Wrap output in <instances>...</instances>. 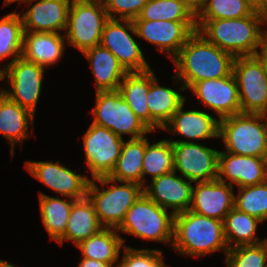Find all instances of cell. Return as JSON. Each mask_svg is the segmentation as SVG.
<instances>
[{
    "mask_svg": "<svg viewBox=\"0 0 267 267\" xmlns=\"http://www.w3.org/2000/svg\"><path fill=\"white\" fill-rule=\"evenodd\" d=\"M234 58L195 31L172 59L176 66L173 79L189 89L195 82L229 76Z\"/></svg>",
    "mask_w": 267,
    "mask_h": 267,
    "instance_id": "obj_1",
    "label": "cell"
},
{
    "mask_svg": "<svg viewBox=\"0 0 267 267\" xmlns=\"http://www.w3.org/2000/svg\"><path fill=\"white\" fill-rule=\"evenodd\" d=\"M263 25L267 22L256 12L235 19L196 20L199 33L234 57L257 55Z\"/></svg>",
    "mask_w": 267,
    "mask_h": 267,
    "instance_id": "obj_2",
    "label": "cell"
},
{
    "mask_svg": "<svg viewBox=\"0 0 267 267\" xmlns=\"http://www.w3.org/2000/svg\"><path fill=\"white\" fill-rule=\"evenodd\" d=\"M171 246L180 255L200 258L218 250H222L226 255L229 250L223 221L190 210L174 215Z\"/></svg>",
    "mask_w": 267,
    "mask_h": 267,
    "instance_id": "obj_3",
    "label": "cell"
},
{
    "mask_svg": "<svg viewBox=\"0 0 267 267\" xmlns=\"http://www.w3.org/2000/svg\"><path fill=\"white\" fill-rule=\"evenodd\" d=\"M96 181L103 186V190L98 187ZM108 184L109 187L105 188ZM142 194L143 186L140 184L115 181L108 176H103L90 179L86 196L93 204L100 224L105 228L117 229L129 208Z\"/></svg>",
    "mask_w": 267,
    "mask_h": 267,
    "instance_id": "obj_4",
    "label": "cell"
},
{
    "mask_svg": "<svg viewBox=\"0 0 267 267\" xmlns=\"http://www.w3.org/2000/svg\"><path fill=\"white\" fill-rule=\"evenodd\" d=\"M227 153L267 158V133L261 114L239 113L219 121Z\"/></svg>",
    "mask_w": 267,
    "mask_h": 267,
    "instance_id": "obj_5",
    "label": "cell"
},
{
    "mask_svg": "<svg viewBox=\"0 0 267 267\" xmlns=\"http://www.w3.org/2000/svg\"><path fill=\"white\" fill-rule=\"evenodd\" d=\"M174 214L149 199L144 193L129 208L117 232L143 240L172 245Z\"/></svg>",
    "mask_w": 267,
    "mask_h": 267,
    "instance_id": "obj_6",
    "label": "cell"
},
{
    "mask_svg": "<svg viewBox=\"0 0 267 267\" xmlns=\"http://www.w3.org/2000/svg\"><path fill=\"white\" fill-rule=\"evenodd\" d=\"M109 19L104 5L91 0H72L64 33L68 45L82 53L100 45L104 26Z\"/></svg>",
    "mask_w": 267,
    "mask_h": 267,
    "instance_id": "obj_7",
    "label": "cell"
},
{
    "mask_svg": "<svg viewBox=\"0 0 267 267\" xmlns=\"http://www.w3.org/2000/svg\"><path fill=\"white\" fill-rule=\"evenodd\" d=\"M91 113L92 123L105 127L122 137L129 134L130 139H137L152 132L131 110L118 90L96 92V103Z\"/></svg>",
    "mask_w": 267,
    "mask_h": 267,
    "instance_id": "obj_8",
    "label": "cell"
},
{
    "mask_svg": "<svg viewBox=\"0 0 267 267\" xmlns=\"http://www.w3.org/2000/svg\"><path fill=\"white\" fill-rule=\"evenodd\" d=\"M233 74L238 85L241 113L267 112V71L257 56H237Z\"/></svg>",
    "mask_w": 267,
    "mask_h": 267,
    "instance_id": "obj_9",
    "label": "cell"
},
{
    "mask_svg": "<svg viewBox=\"0 0 267 267\" xmlns=\"http://www.w3.org/2000/svg\"><path fill=\"white\" fill-rule=\"evenodd\" d=\"M133 20L109 19L102 32L100 45L111 51L127 72H144L151 67L145 60Z\"/></svg>",
    "mask_w": 267,
    "mask_h": 267,
    "instance_id": "obj_10",
    "label": "cell"
},
{
    "mask_svg": "<svg viewBox=\"0 0 267 267\" xmlns=\"http://www.w3.org/2000/svg\"><path fill=\"white\" fill-rule=\"evenodd\" d=\"M124 139L111 130L91 123L85 135L83 145L86 164L92 179L109 176L121 155Z\"/></svg>",
    "mask_w": 267,
    "mask_h": 267,
    "instance_id": "obj_11",
    "label": "cell"
},
{
    "mask_svg": "<svg viewBox=\"0 0 267 267\" xmlns=\"http://www.w3.org/2000/svg\"><path fill=\"white\" fill-rule=\"evenodd\" d=\"M44 68L20 57L1 71L2 80L7 76L12 91L6 89V95L33 114L41 95Z\"/></svg>",
    "mask_w": 267,
    "mask_h": 267,
    "instance_id": "obj_12",
    "label": "cell"
},
{
    "mask_svg": "<svg viewBox=\"0 0 267 267\" xmlns=\"http://www.w3.org/2000/svg\"><path fill=\"white\" fill-rule=\"evenodd\" d=\"M172 147L176 173L193 183L217 179L220 151L198 142H172Z\"/></svg>",
    "mask_w": 267,
    "mask_h": 267,
    "instance_id": "obj_13",
    "label": "cell"
},
{
    "mask_svg": "<svg viewBox=\"0 0 267 267\" xmlns=\"http://www.w3.org/2000/svg\"><path fill=\"white\" fill-rule=\"evenodd\" d=\"M137 37L156 45L172 60L188 38L197 31L196 21L133 20Z\"/></svg>",
    "mask_w": 267,
    "mask_h": 267,
    "instance_id": "obj_14",
    "label": "cell"
},
{
    "mask_svg": "<svg viewBox=\"0 0 267 267\" xmlns=\"http://www.w3.org/2000/svg\"><path fill=\"white\" fill-rule=\"evenodd\" d=\"M27 171L55 193L74 200L85 198L90 177L82 176L66 166L49 161H26Z\"/></svg>",
    "mask_w": 267,
    "mask_h": 267,
    "instance_id": "obj_15",
    "label": "cell"
},
{
    "mask_svg": "<svg viewBox=\"0 0 267 267\" xmlns=\"http://www.w3.org/2000/svg\"><path fill=\"white\" fill-rule=\"evenodd\" d=\"M189 89L202 105L217 114L219 120L241 113L238 85L233 72L219 79L195 82Z\"/></svg>",
    "mask_w": 267,
    "mask_h": 267,
    "instance_id": "obj_16",
    "label": "cell"
},
{
    "mask_svg": "<svg viewBox=\"0 0 267 267\" xmlns=\"http://www.w3.org/2000/svg\"><path fill=\"white\" fill-rule=\"evenodd\" d=\"M151 185L143 187V193L164 209L172 213L185 212L190 209L192 201V182L177 175L175 170L151 179Z\"/></svg>",
    "mask_w": 267,
    "mask_h": 267,
    "instance_id": "obj_17",
    "label": "cell"
},
{
    "mask_svg": "<svg viewBox=\"0 0 267 267\" xmlns=\"http://www.w3.org/2000/svg\"><path fill=\"white\" fill-rule=\"evenodd\" d=\"M266 162L267 158L263 157L220 151L217 179L238 188L263 183L266 181Z\"/></svg>",
    "mask_w": 267,
    "mask_h": 267,
    "instance_id": "obj_18",
    "label": "cell"
},
{
    "mask_svg": "<svg viewBox=\"0 0 267 267\" xmlns=\"http://www.w3.org/2000/svg\"><path fill=\"white\" fill-rule=\"evenodd\" d=\"M232 185L216 179L196 182L193 186L190 211L223 221L234 208L235 194Z\"/></svg>",
    "mask_w": 267,
    "mask_h": 267,
    "instance_id": "obj_19",
    "label": "cell"
},
{
    "mask_svg": "<svg viewBox=\"0 0 267 267\" xmlns=\"http://www.w3.org/2000/svg\"><path fill=\"white\" fill-rule=\"evenodd\" d=\"M72 0H34L25 3L30 7L22 18L24 31L60 33L67 27L68 11Z\"/></svg>",
    "mask_w": 267,
    "mask_h": 267,
    "instance_id": "obj_20",
    "label": "cell"
},
{
    "mask_svg": "<svg viewBox=\"0 0 267 267\" xmlns=\"http://www.w3.org/2000/svg\"><path fill=\"white\" fill-rule=\"evenodd\" d=\"M184 104L173 114L171 120L163 127L170 133L179 134L188 140H170L171 142H192L219 138V121L201 110H183ZM192 140V141H189Z\"/></svg>",
    "mask_w": 267,
    "mask_h": 267,
    "instance_id": "obj_21",
    "label": "cell"
},
{
    "mask_svg": "<svg viewBox=\"0 0 267 267\" xmlns=\"http://www.w3.org/2000/svg\"><path fill=\"white\" fill-rule=\"evenodd\" d=\"M186 90L182 84L179 90L160 86L155 73L150 69V86L147 94V104L150 113V130H162L171 120L173 114L185 103L181 91Z\"/></svg>",
    "mask_w": 267,
    "mask_h": 267,
    "instance_id": "obj_22",
    "label": "cell"
},
{
    "mask_svg": "<svg viewBox=\"0 0 267 267\" xmlns=\"http://www.w3.org/2000/svg\"><path fill=\"white\" fill-rule=\"evenodd\" d=\"M65 35L61 33L24 31L21 57L43 67L61 60L65 48Z\"/></svg>",
    "mask_w": 267,
    "mask_h": 267,
    "instance_id": "obj_23",
    "label": "cell"
},
{
    "mask_svg": "<svg viewBox=\"0 0 267 267\" xmlns=\"http://www.w3.org/2000/svg\"><path fill=\"white\" fill-rule=\"evenodd\" d=\"M83 55L90 61L95 77L96 92L118 90L121 79L128 73L115 55L107 48L96 45Z\"/></svg>",
    "mask_w": 267,
    "mask_h": 267,
    "instance_id": "obj_24",
    "label": "cell"
},
{
    "mask_svg": "<svg viewBox=\"0 0 267 267\" xmlns=\"http://www.w3.org/2000/svg\"><path fill=\"white\" fill-rule=\"evenodd\" d=\"M34 117L35 114L7 95L0 101V134L11 144L12 157L16 143L23 145V141L29 138V124L33 126Z\"/></svg>",
    "mask_w": 267,
    "mask_h": 267,
    "instance_id": "obj_25",
    "label": "cell"
},
{
    "mask_svg": "<svg viewBox=\"0 0 267 267\" xmlns=\"http://www.w3.org/2000/svg\"><path fill=\"white\" fill-rule=\"evenodd\" d=\"M102 228L104 227L98 220L93 204L86 196L73 202L65 234L57 243L62 245L66 240L77 246Z\"/></svg>",
    "mask_w": 267,
    "mask_h": 267,
    "instance_id": "obj_26",
    "label": "cell"
},
{
    "mask_svg": "<svg viewBox=\"0 0 267 267\" xmlns=\"http://www.w3.org/2000/svg\"><path fill=\"white\" fill-rule=\"evenodd\" d=\"M125 239L120 237L116 228H102L98 233L85 239L76 247L80 249L84 258L105 261L112 267L120 259L121 248L125 246Z\"/></svg>",
    "mask_w": 267,
    "mask_h": 267,
    "instance_id": "obj_27",
    "label": "cell"
},
{
    "mask_svg": "<svg viewBox=\"0 0 267 267\" xmlns=\"http://www.w3.org/2000/svg\"><path fill=\"white\" fill-rule=\"evenodd\" d=\"M150 86V70L128 72L122 79L118 91L131 110L150 129V113L147 94Z\"/></svg>",
    "mask_w": 267,
    "mask_h": 267,
    "instance_id": "obj_28",
    "label": "cell"
},
{
    "mask_svg": "<svg viewBox=\"0 0 267 267\" xmlns=\"http://www.w3.org/2000/svg\"><path fill=\"white\" fill-rule=\"evenodd\" d=\"M145 149V136L124 141L121 155L108 177L115 181L133 182L143 186L142 166Z\"/></svg>",
    "mask_w": 267,
    "mask_h": 267,
    "instance_id": "obj_29",
    "label": "cell"
},
{
    "mask_svg": "<svg viewBox=\"0 0 267 267\" xmlns=\"http://www.w3.org/2000/svg\"><path fill=\"white\" fill-rule=\"evenodd\" d=\"M39 201L41 219L46 232H48L51 240L58 242L65 234L75 200L69 197H65L64 200L39 192Z\"/></svg>",
    "mask_w": 267,
    "mask_h": 267,
    "instance_id": "obj_30",
    "label": "cell"
},
{
    "mask_svg": "<svg viewBox=\"0 0 267 267\" xmlns=\"http://www.w3.org/2000/svg\"><path fill=\"white\" fill-rule=\"evenodd\" d=\"M263 223L258 218L233 208L224 218L223 227L228 248L241 245H254L264 242L256 236L258 224Z\"/></svg>",
    "mask_w": 267,
    "mask_h": 267,
    "instance_id": "obj_31",
    "label": "cell"
},
{
    "mask_svg": "<svg viewBox=\"0 0 267 267\" xmlns=\"http://www.w3.org/2000/svg\"><path fill=\"white\" fill-rule=\"evenodd\" d=\"M23 37L24 28L19 13L12 12L0 19V61L13 57L3 69L21 57Z\"/></svg>",
    "mask_w": 267,
    "mask_h": 267,
    "instance_id": "obj_32",
    "label": "cell"
},
{
    "mask_svg": "<svg viewBox=\"0 0 267 267\" xmlns=\"http://www.w3.org/2000/svg\"><path fill=\"white\" fill-rule=\"evenodd\" d=\"M146 137V149L143 156V187L146 185L144 179L148 174L154 179L174 170V152L172 142L167 139L160 140L152 145Z\"/></svg>",
    "mask_w": 267,
    "mask_h": 267,
    "instance_id": "obj_33",
    "label": "cell"
},
{
    "mask_svg": "<svg viewBox=\"0 0 267 267\" xmlns=\"http://www.w3.org/2000/svg\"><path fill=\"white\" fill-rule=\"evenodd\" d=\"M254 12L250 0H205L196 20L235 19Z\"/></svg>",
    "mask_w": 267,
    "mask_h": 267,
    "instance_id": "obj_34",
    "label": "cell"
},
{
    "mask_svg": "<svg viewBox=\"0 0 267 267\" xmlns=\"http://www.w3.org/2000/svg\"><path fill=\"white\" fill-rule=\"evenodd\" d=\"M134 20L196 21V16L175 0H147L140 15Z\"/></svg>",
    "mask_w": 267,
    "mask_h": 267,
    "instance_id": "obj_35",
    "label": "cell"
},
{
    "mask_svg": "<svg viewBox=\"0 0 267 267\" xmlns=\"http://www.w3.org/2000/svg\"><path fill=\"white\" fill-rule=\"evenodd\" d=\"M234 208L238 211L258 218L264 222L267 220V181L240 187L235 195Z\"/></svg>",
    "mask_w": 267,
    "mask_h": 267,
    "instance_id": "obj_36",
    "label": "cell"
},
{
    "mask_svg": "<svg viewBox=\"0 0 267 267\" xmlns=\"http://www.w3.org/2000/svg\"><path fill=\"white\" fill-rule=\"evenodd\" d=\"M225 264L227 267H267V246L261 242L231 248L225 255Z\"/></svg>",
    "mask_w": 267,
    "mask_h": 267,
    "instance_id": "obj_37",
    "label": "cell"
},
{
    "mask_svg": "<svg viewBox=\"0 0 267 267\" xmlns=\"http://www.w3.org/2000/svg\"><path fill=\"white\" fill-rule=\"evenodd\" d=\"M122 260L118 267H168L163 261V254L158 249H136L125 245Z\"/></svg>",
    "mask_w": 267,
    "mask_h": 267,
    "instance_id": "obj_38",
    "label": "cell"
},
{
    "mask_svg": "<svg viewBox=\"0 0 267 267\" xmlns=\"http://www.w3.org/2000/svg\"><path fill=\"white\" fill-rule=\"evenodd\" d=\"M146 2L147 0H109L105 10L110 19L134 20L138 18Z\"/></svg>",
    "mask_w": 267,
    "mask_h": 267,
    "instance_id": "obj_39",
    "label": "cell"
},
{
    "mask_svg": "<svg viewBox=\"0 0 267 267\" xmlns=\"http://www.w3.org/2000/svg\"><path fill=\"white\" fill-rule=\"evenodd\" d=\"M260 51L257 56L263 61L265 69L267 71V29L263 31L260 42Z\"/></svg>",
    "mask_w": 267,
    "mask_h": 267,
    "instance_id": "obj_40",
    "label": "cell"
},
{
    "mask_svg": "<svg viewBox=\"0 0 267 267\" xmlns=\"http://www.w3.org/2000/svg\"><path fill=\"white\" fill-rule=\"evenodd\" d=\"M186 6L195 16L199 13L205 0H175Z\"/></svg>",
    "mask_w": 267,
    "mask_h": 267,
    "instance_id": "obj_41",
    "label": "cell"
},
{
    "mask_svg": "<svg viewBox=\"0 0 267 267\" xmlns=\"http://www.w3.org/2000/svg\"><path fill=\"white\" fill-rule=\"evenodd\" d=\"M254 11L267 22V0H255Z\"/></svg>",
    "mask_w": 267,
    "mask_h": 267,
    "instance_id": "obj_42",
    "label": "cell"
},
{
    "mask_svg": "<svg viewBox=\"0 0 267 267\" xmlns=\"http://www.w3.org/2000/svg\"><path fill=\"white\" fill-rule=\"evenodd\" d=\"M78 267H112L105 261H97L94 259L84 258L80 261Z\"/></svg>",
    "mask_w": 267,
    "mask_h": 267,
    "instance_id": "obj_43",
    "label": "cell"
},
{
    "mask_svg": "<svg viewBox=\"0 0 267 267\" xmlns=\"http://www.w3.org/2000/svg\"><path fill=\"white\" fill-rule=\"evenodd\" d=\"M0 267H17V266L0 259Z\"/></svg>",
    "mask_w": 267,
    "mask_h": 267,
    "instance_id": "obj_44",
    "label": "cell"
},
{
    "mask_svg": "<svg viewBox=\"0 0 267 267\" xmlns=\"http://www.w3.org/2000/svg\"><path fill=\"white\" fill-rule=\"evenodd\" d=\"M28 0H5L4 2H5V4H4V6H7L8 4H11V3H13V2H21V3H25V2H27Z\"/></svg>",
    "mask_w": 267,
    "mask_h": 267,
    "instance_id": "obj_45",
    "label": "cell"
},
{
    "mask_svg": "<svg viewBox=\"0 0 267 267\" xmlns=\"http://www.w3.org/2000/svg\"><path fill=\"white\" fill-rule=\"evenodd\" d=\"M262 118L264 120L265 123V127H266V133H267V112L261 113Z\"/></svg>",
    "mask_w": 267,
    "mask_h": 267,
    "instance_id": "obj_46",
    "label": "cell"
},
{
    "mask_svg": "<svg viewBox=\"0 0 267 267\" xmlns=\"http://www.w3.org/2000/svg\"><path fill=\"white\" fill-rule=\"evenodd\" d=\"M91 1L97 2L98 4H101L104 6L109 2V0H91Z\"/></svg>",
    "mask_w": 267,
    "mask_h": 267,
    "instance_id": "obj_47",
    "label": "cell"
},
{
    "mask_svg": "<svg viewBox=\"0 0 267 267\" xmlns=\"http://www.w3.org/2000/svg\"><path fill=\"white\" fill-rule=\"evenodd\" d=\"M6 95V89H1L0 88V101L2 100V98Z\"/></svg>",
    "mask_w": 267,
    "mask_h": 267,
    "instance_id": "obj_48",
    "label": "cell"
},
{
    "mask_svg": "<svg viewBox=\"0 0 267 267\" xmlns=\"http://www.w3.org/2000/svg\"><path fill=\"white\" fill-rule=\"evenodd\" d=\"M1 71H2V68H0V81H3L2 76H1Z\"/></svg>",
    "mask_w": 267,
    "mask_h": 267,
    "instance_id": "obj_49",
    "label": "cell"
},
{
    "mask_svg": "<svg viewBox=\"0 0 267 267\" xmlns=\"http://www.w3.org/2000/svg\"><path fill=\"white\" fill-rule=\"evenodd\" d=\"M263 240H264V243H265L266 246H267V238H264Z\"/></svg>",
    "mask_w": 267,
    "mask_h": 267,
    "instance_id": "obj_50",
    "label": "cell"
},
{
    "mask_svg": "<svg viewBox=\"0 0 267 267\" xmlns=\"http://www.w3.org/2000/svg\"><path fill=\"white\" fill-rule=\"evenodd\" d=\"M266 181H267V162H266Z\"/></svg>",
    "mask_w": 267,
    "mask_h": 267,
    "instance_id": "obj_51",
    "label": "cell"
}]
</instances>
